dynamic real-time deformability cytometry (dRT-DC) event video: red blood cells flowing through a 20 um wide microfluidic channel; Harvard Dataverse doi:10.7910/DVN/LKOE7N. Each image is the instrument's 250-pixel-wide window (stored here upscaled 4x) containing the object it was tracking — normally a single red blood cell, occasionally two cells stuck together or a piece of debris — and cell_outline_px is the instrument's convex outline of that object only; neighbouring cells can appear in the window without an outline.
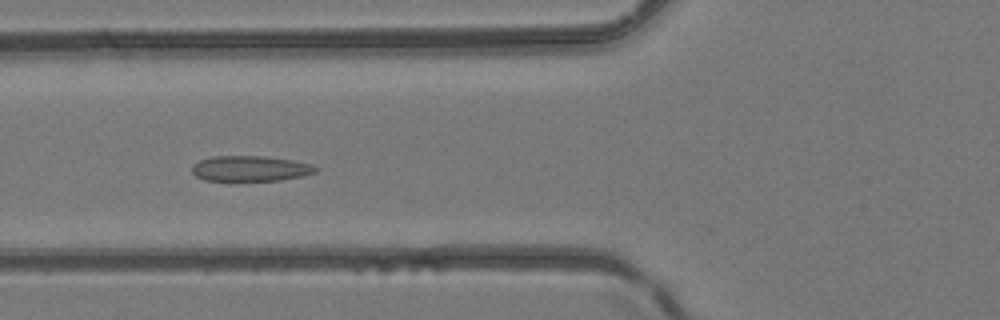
{"species": "common noctule bat (a hibernating species)", "species_latin": "Nyctalus noctula", "temperature_condition": "room temperature", "stored_images_in_passage": 5, "camera_frame_rate_fps": 3000, "um_per_image_px": 0.085, "animal": {"sex": "female", "body_mass_g": 24.6, "forearm_length_mm": 56.2}, "frame": {"image": 1, "passage_image": 4, "time_ms": 1.0, "image_size_px": [1000, 320], "cell_outline_px": [[320, 168], [316, 172], [300, 176], [280, 180], [204, 180], [196, 176], [192, 172], [192, 164], [200, 160], [212, 156], [264, 156], [292, 160], [312, 164]], "centroid_in_image_um": [21.27, 14.31], "position_along_channel_um": 104.5, "area_um2": 18.26}}
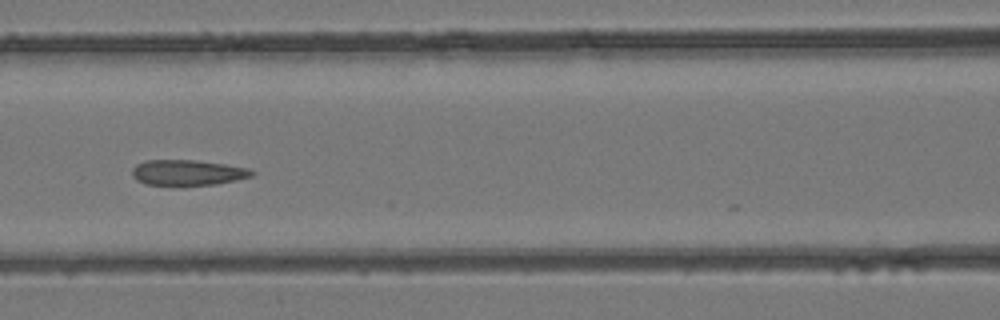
{"frame": {"image": 2, "passage_image": 5, "time_ms": 1.333, "image_size_px": [1000, 320], "cell_outline_px": [[256, 172], [252, 176], [236, 180], [216, 184], [144, 184], [136, 180], [132, 176], [132, 168], [136, 164], [144, 160], [196, 160], [224, 164], [248, 168]], "centroid_in_image_um": [15.93, 14.65], "position_along_channel_um": 150.7, "area_um2": 17.63}}